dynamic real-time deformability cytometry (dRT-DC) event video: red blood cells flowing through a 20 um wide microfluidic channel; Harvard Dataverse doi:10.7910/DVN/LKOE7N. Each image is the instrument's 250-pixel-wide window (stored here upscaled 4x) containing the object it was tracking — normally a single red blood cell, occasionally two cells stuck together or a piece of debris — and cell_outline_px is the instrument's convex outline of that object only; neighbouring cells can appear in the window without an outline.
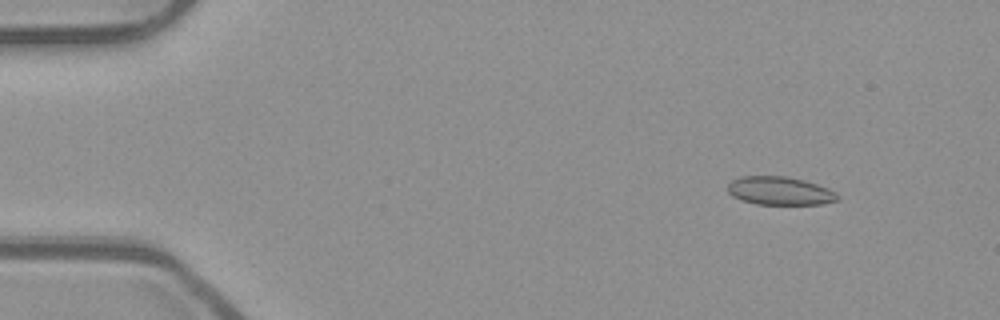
{"species": "common noctule bat (a hibernating species)", "species_latin": "Nyctalus noctula", "temperature_condition": "room temperature", "stored_images_in_passage": 48, "camera_frame_rate_fps": 3000, "um_per_image_px": 0.085, "animal": {"sex": "male", "body_mass_g": 23.1, "forearm_length_mm": 52.7}, "frame": {"image": 1, "passage_image": 1, "time_ms": 0.0, "image_size_px": [1000, 320], "cell_outline_px": [[840, 196], [836, 200], [820, 204], [756, 204], [732, 196], [728, 192], [728, 184], [732, 180], [740, 176], [784, 176], [804, 180], [828, 188], [836, 192]], "centroid_in_image_um": [66.28, 16.21], "position_along_channel_um": 18.7, "area_um2": 17.98}}
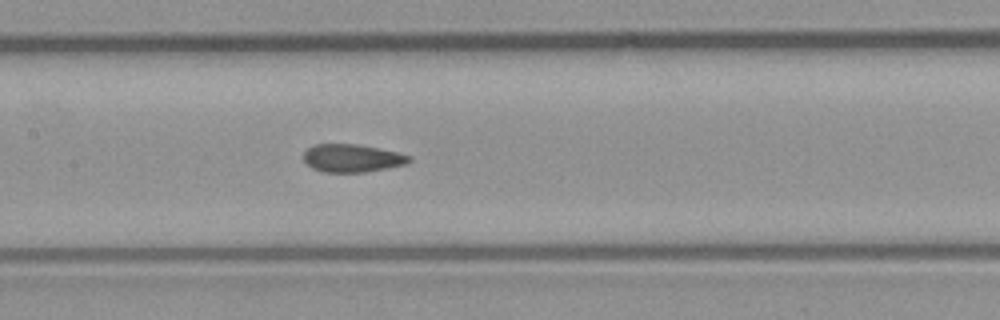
{"frame": {"image": 2, "passage_image": 21, "time_ms": 6.667, "image_size_px": [1000, 320], "cell_outline_px": [[412, 160], [408, 164], [388, 168], [364, 172], [324, 172], [312, 168], [304, 160], [304, 152], [312, 144], [356, 144], [380, 148], [400, 152], [412, 156]], "centroid_in_image_um": [29.98, 13.44], "position_along_channel_um": 177.4, "area_um2": 17.4}}
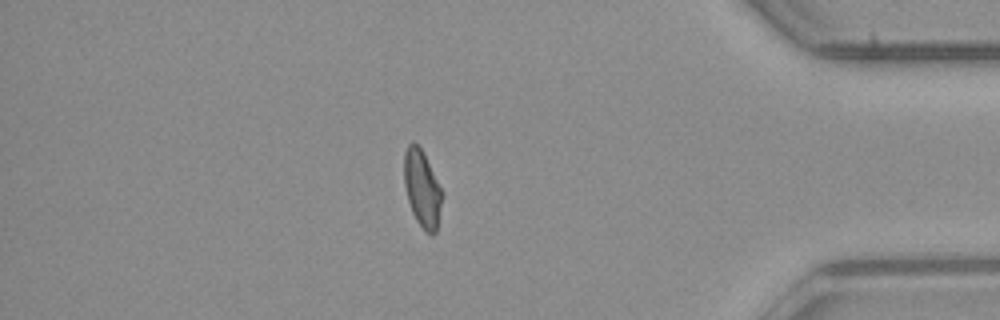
{"frame": {"image": 3, "passage_image": 41, "time_ms": 13.333, "image_size_px": [1000, 320], "cell_outline_px": [[444, 196], [436, 232], [432, 236], [416, 220], [412, 212], [408, 200], [404, 184], [404, 152], [408, 144], [412, 140], [420, 148], [444, 192]], "centroid_in_image_um": [35.9, 16.04], "position_along_channel_um": 399.3, "area_um2": 17.05}, "authors_computed_cell_mechanics": {"area_um2": 17.7157, "velocity_mm_per_s": 3.8881, "shape_relaxation_time_tau1_ms": null, "shape_relaxation_time_tau2_ms": 1.1295, "deformation_change_tau1": null, "deformation_change_tau2": 0.0771}}